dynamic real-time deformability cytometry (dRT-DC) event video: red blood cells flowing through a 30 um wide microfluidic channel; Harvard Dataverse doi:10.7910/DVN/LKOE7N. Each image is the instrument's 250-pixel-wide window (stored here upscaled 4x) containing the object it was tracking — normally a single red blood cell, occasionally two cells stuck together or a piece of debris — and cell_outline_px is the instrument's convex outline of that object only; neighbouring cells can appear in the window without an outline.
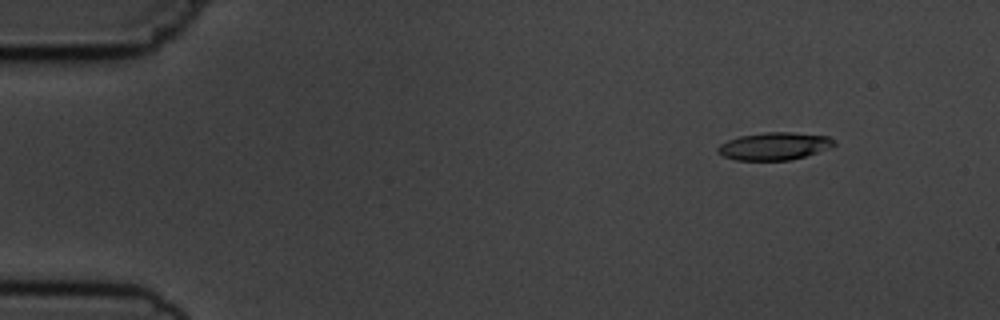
{"species": "common noctule bat (a hibernating species)", "species_latin": "Nyctalus noctula", "temperature_condition": "cold", "stored_images_in_passage": 5, "camera_frame_rate_fps": 3000, "um_per_image_px": 0.085, "animal": {"sex": "male", "body_mass_g": 19.5, "forearm_length_mm": 54.6}, "frame": {"image": 1, "passage_image": 2, "time_ms": 1.333, "image_size_px": [1000, 320], "cell_outline_px": [[836, 144], [832, 148], [804, 156], [788, 160], [736, 160], [724, 156], [716, 148], [720, 144], [728, 140], [740, 136], [764, 132], [792, 132], [828, 136], [836, 140]], "centroid_in_image_um": [65.87, 12.41], "position_along_channel_um": 19.1, "area_um2": 18.67}}
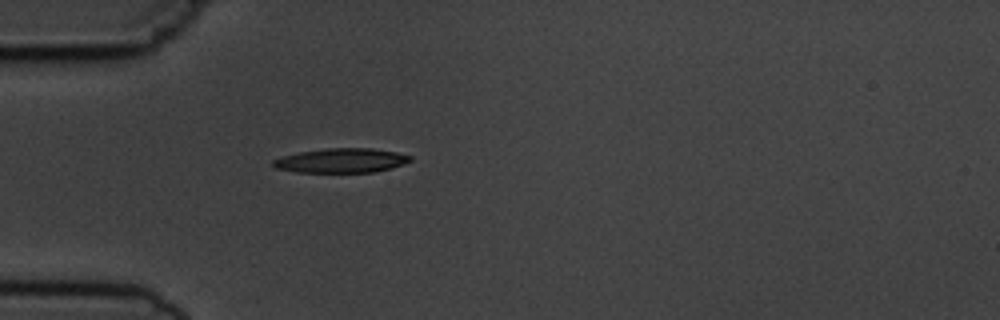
{"frame": {"image": 2, "passage_image": 5, "time_ms": 4.667, "image_size_px": [1000, 320], "cell_outline_px": [[412, 160], [392, 168], [372, 172], [296, 172], [276, 168], [272, 164], [272, 160], [284, 156], [300, 152], [328, 148], [372, 148], [396, 152], [412, 156]], "centroid_in_image_um": [29.03, 13.64], "position_along_channel_um": 56.0, "area_um2": 19.36}}